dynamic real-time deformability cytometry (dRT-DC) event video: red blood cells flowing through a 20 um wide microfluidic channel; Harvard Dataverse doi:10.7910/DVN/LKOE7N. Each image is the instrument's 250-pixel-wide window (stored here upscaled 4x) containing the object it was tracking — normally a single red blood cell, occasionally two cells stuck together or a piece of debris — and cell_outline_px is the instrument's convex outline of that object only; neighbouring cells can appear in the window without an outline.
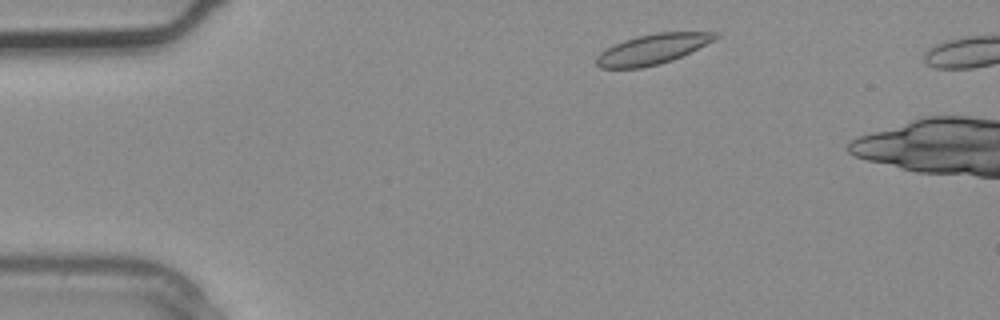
{"species": "common noctule bat (a hibernating species)", "species_latin": "Nyctalus noctula", "temperature_condition": "warm", "stored_images_in_passage": 3, "camera_frame_rate_fps": 3000, "um_per_image_px": 0.085, "animal": {"sex": "male", "body_mass_g": 20.4}, "frame": {"image": 1, "passage_image": 1, "time_ms": 0.0, "image_size_px": [1000, 320], "cell_outline_px": [[720, 36], [672, 60], [640, 68], [600, 68], [596, 64], [596, 56], [600, 52], [624, 40], [636, 36], [656, 32], [716, 32]], "centroid_in_image_um": [55.4, 4.17], "position_along_channel_um": 29.6, "area_um2": 20.4}}